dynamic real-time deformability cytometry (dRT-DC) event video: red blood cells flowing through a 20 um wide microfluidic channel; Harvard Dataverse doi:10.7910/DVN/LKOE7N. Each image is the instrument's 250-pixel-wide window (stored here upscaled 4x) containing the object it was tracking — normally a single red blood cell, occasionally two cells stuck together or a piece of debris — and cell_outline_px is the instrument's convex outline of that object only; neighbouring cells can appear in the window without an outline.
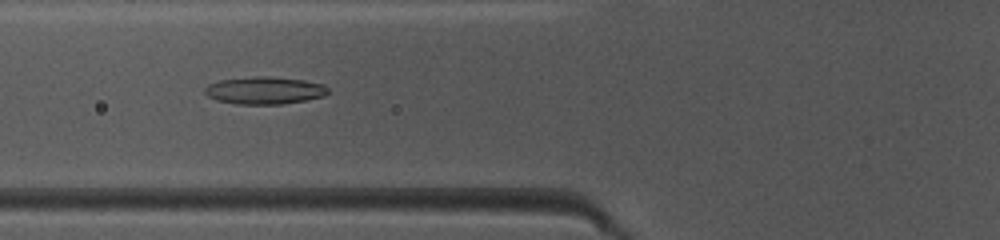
{"species": "common noctule bat (a hibernating species)", "species_latin": "Nyctalus noctula", "temperature_condition": "warm", "stored_images_in_passage": 34, "camera_frame_rate_fps": 3000, "um_per_image_px": 0.085, "animal": {"sex": "female", "body_mass_g": 10.0, "forearm_length_mm": 53.1}, "frame": {"image": 1, "passage_image": 6, "time_ms": 1.667, "image_size_px": [1000, 240], "cell_outline_px": [[328, 92], [324, 96], [284, 104], [236, 104], [216, 100], [208, 96], [204, 92], [204, 88], [208, 84], [220, 80], [256, 76], [268, 76], [304, 80], [324, 84], [328, 88]], "centroid_in_image_um": [22.48, 7.68], "position_along_channel_um": 103.3, "area_um2": 19.71}}
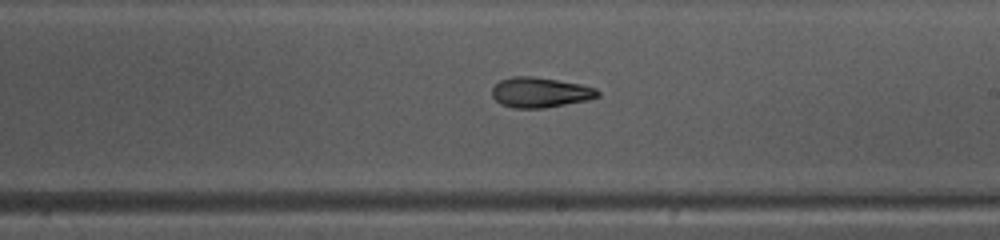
{"frame": {"image": 2, "passage_image": 16, "time_ms": 5.0, "image_size_px": [1000, 240], "cell_outline_px": [[600, 96], [588, 100], [544, 108], [512, 108], [500, 104], [492, 96], [492, 88], [500, 80], [512, 76], [532, 76], [580, 84], [596, 88], [600, 92]], "centroid_in_image_um": [45.91, 7.86], "position_along_channel_um": 243.1, "area_um2": 18.61}}
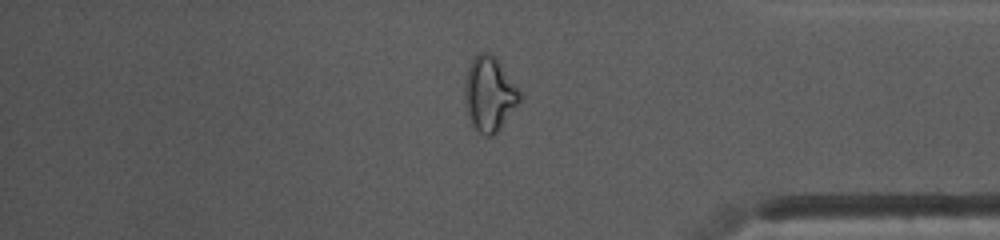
{"frame": {"image": 3, "passage_image": 28, "time_ms": 9.0, "image_size_px": [1000, 240], "cell_outline_px": [[520, 100], [496, 132], [492, 136], [484, 136], [472, 124], [468, 112], [464, 96], [464, 88], [468, 68], [472, 60], [480, 52], [492, 52], [496, 56], [520, 92]], "centroid_in_image_um": [41.58, 7.94], "position_along_channel_um": 393.6, "area_um2": 23.29}}